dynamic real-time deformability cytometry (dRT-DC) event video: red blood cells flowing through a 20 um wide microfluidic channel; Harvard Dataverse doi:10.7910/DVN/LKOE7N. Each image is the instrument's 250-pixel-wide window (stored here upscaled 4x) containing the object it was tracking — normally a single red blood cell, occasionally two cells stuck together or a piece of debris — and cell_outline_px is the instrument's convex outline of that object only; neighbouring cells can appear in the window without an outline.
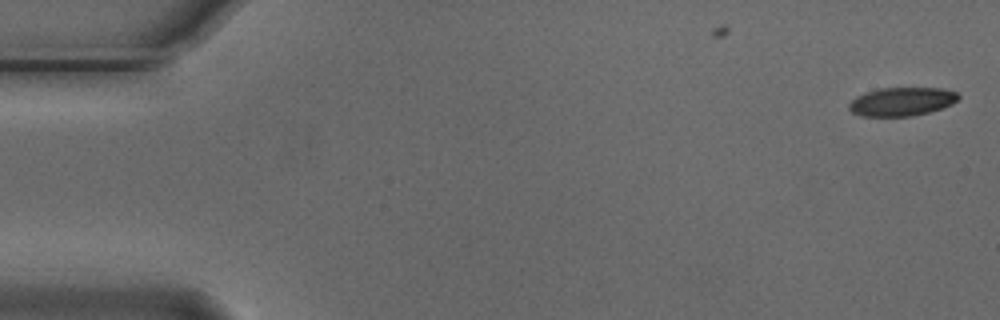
{"species": "Egyptian fruit bat (a non-hibernating species)", "species_latin": "Rousettus aegyptiacus", "temperature_condition": "cold", "stored_images_in_passage": 11, "camera_frame_rate_fps": 3000, "um_per_image_px": 0.085, "animal": {"sex": "male"}, "frame": {"image": 1, "passage_image": 1, "time_ms": 0.0, "image_size_px": [1000, 320], "cell_outline_px": [[960, 96], [952, 104], [928, 112], [912, 116], [860, 116], [852, 112], [848, 108], [848, 104], [856, 96], [864, 92], [880, 88], [940, 88], [956, 92]], "centroid_in_image_um": [76.6, 8.63], "position_along_channel_um": 8.4, "area_um2": 18.15}}